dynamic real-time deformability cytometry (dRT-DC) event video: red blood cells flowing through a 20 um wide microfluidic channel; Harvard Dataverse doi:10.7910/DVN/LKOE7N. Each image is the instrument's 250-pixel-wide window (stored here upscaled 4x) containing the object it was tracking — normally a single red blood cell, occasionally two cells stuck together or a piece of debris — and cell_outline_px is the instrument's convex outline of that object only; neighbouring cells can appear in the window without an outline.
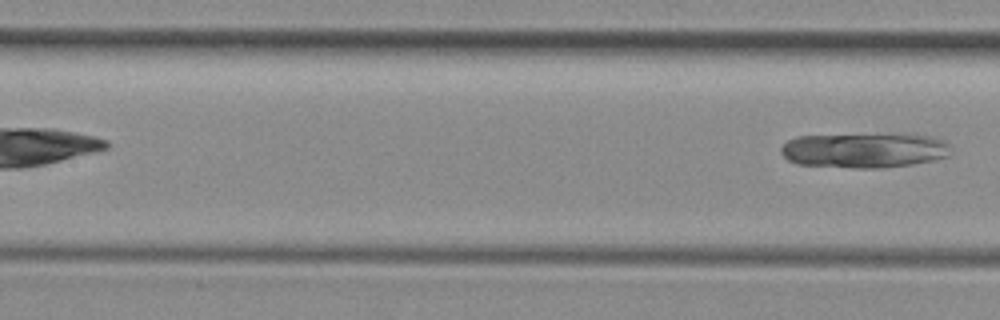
{"species": "common noctule bat (a hibernating species)", "species_latin": "Nyctalus noctula", "temperature_condition": "room temperature", "stored_images_in_passage": 5, "camera_frame_rate_fps": 3000, "um_per_image_px": 0.085, "animal": {"sex": "female", "body_mass_g": 29.2, "forearm_length_mm": 56.3}, "frame": {"image": 1, "passage_image": 5, "time_ms": 1.333, "image_size_px": [1000, 320], "cell_outline_px": [[952, 156], [936, 160], [912, 164], [880, 168], [852, 168], [796, 164], [788, 160], [780, 152], [780, 148], [788, 140], [796, 136], [908, 132], [928, 136], [944, 140], [948, 144]], "centroid_in_image_um": [73.51, 12.75], "position_along_channel_um": 133.9, "area_um2": 35.78}}